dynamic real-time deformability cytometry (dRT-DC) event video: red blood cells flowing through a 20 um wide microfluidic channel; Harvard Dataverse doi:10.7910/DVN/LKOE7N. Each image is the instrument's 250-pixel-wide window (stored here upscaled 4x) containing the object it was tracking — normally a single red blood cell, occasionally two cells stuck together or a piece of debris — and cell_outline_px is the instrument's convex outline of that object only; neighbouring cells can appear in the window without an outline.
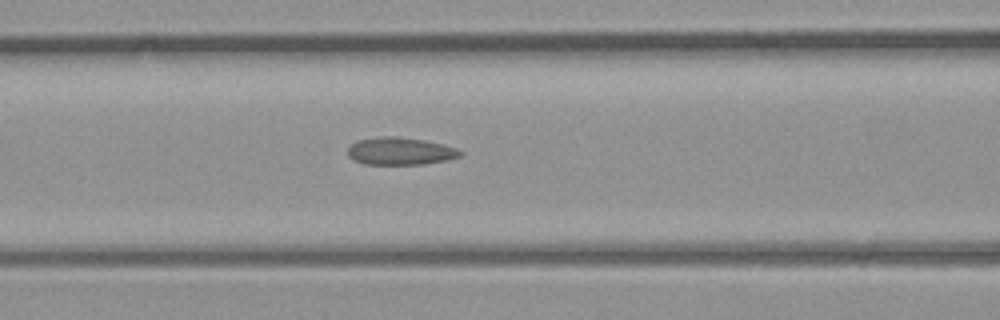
{"species": "common noctule bat (a hibernating species)", "species_latin": "Nyctalus noctula", "temperature_condition": "room temperature", "stored_images_in_passage": 27, "camera_frame_rate_fps": 3000, "um_per_image_px": 0.085, "animal": {"sex": "male", "body_mass_g": 23.1, "forearm_length_mm": 52.7}, "frame": {"image": 1, "passage_image": 5, "time_ms": 1.333, "image_size_px": [1000, 320], "cell_outline_px": [[464, 152], [460, 156], [448, 160], [424, 164], [364, 164], [352, 160], [348, 156], [348, 148], [352, 144], [360, 140], [380, 136], [396, 136], [424, 140], [444, 144], [456, 148]], "centroid_in_image_um": [34.04, 12.85], "position_along_channel_um": 132.6, "area_um2": 18.09}}
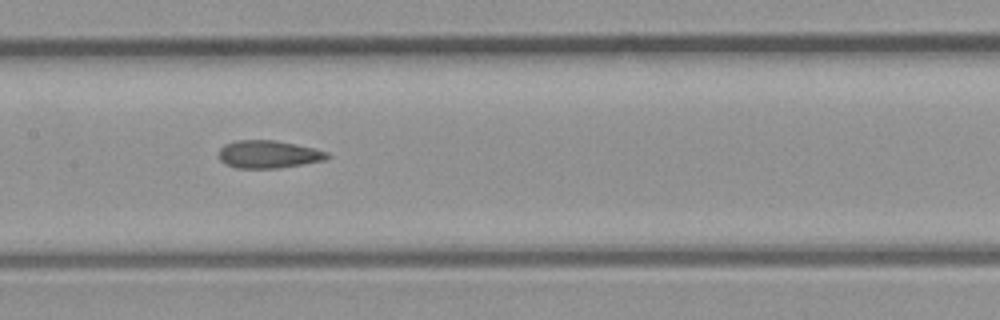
{"frame": {"image": 2, "passage_image": 8, "time_ms": 2.333, "image_size_px": [1000, 320], "cell_outline_px": [[332, 156], [324, 160], [280, 168], [236, 168], [224, 164], [220, 160], [220, 148], [224, 144], [236, 140], [276, 140], [316, 148], [328, 152]], "centroid_in_image_um": [22.83, 13.11], "position_along_channel_um": 184.6, "area_um2": 17.69}}